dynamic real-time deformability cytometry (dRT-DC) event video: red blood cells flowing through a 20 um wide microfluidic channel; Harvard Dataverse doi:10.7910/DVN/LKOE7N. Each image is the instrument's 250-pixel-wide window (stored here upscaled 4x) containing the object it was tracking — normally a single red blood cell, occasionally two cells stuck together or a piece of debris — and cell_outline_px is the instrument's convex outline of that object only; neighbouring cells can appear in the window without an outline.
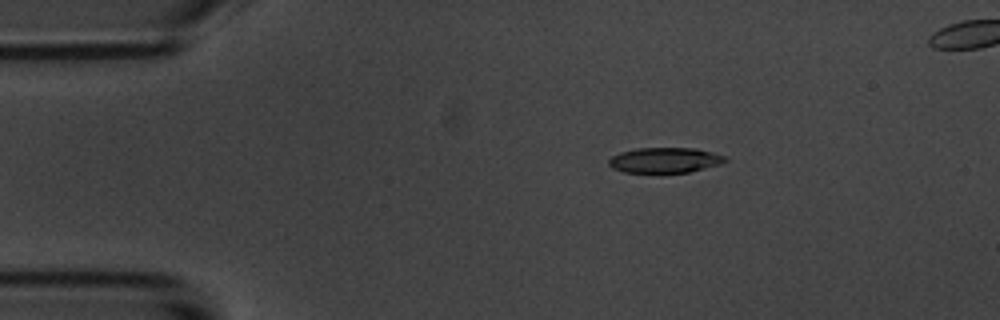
{"species": "common noctule bat (a hibernating species)", "species_latin": "Nyctalus noctula", "temperature_condition": "room temperature", "stored_images_in_passage": 4, "camera_frame_rate_fps": 3000, "um_per_image_px": 0.085, "animal": {"sex": "male", "body_mass_g": 20.1, "forearm_length_mm": 53.5}, "frame": {"image": 1, "passage_image": 2, "time_ms": 1.333, "image_size_px": [1000, 320], "cell_outline_px": [[728, 160], [720, 164], [688, 172], [660, 176], [624, 172], [612, 168], [608, 164], [608, 160], [612, 156], [620, 152], [636, 148], [696, 148], [712, 152], [724, 156]], "centroid_in_image_um": [56.45, 13.66], "position_along_channel_um": 28.5, "area_um2": 17.98}}